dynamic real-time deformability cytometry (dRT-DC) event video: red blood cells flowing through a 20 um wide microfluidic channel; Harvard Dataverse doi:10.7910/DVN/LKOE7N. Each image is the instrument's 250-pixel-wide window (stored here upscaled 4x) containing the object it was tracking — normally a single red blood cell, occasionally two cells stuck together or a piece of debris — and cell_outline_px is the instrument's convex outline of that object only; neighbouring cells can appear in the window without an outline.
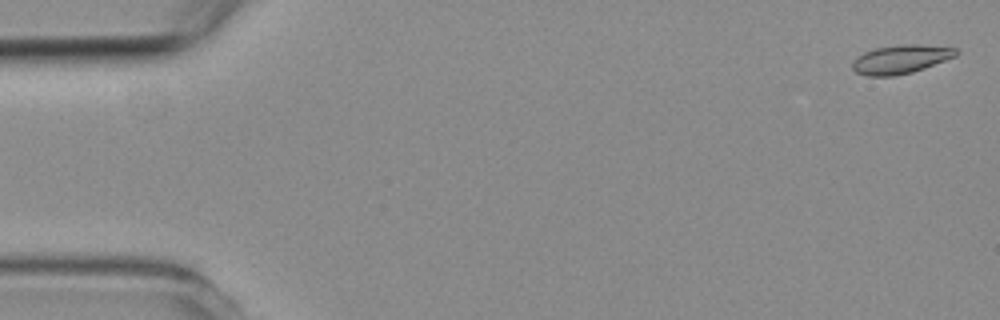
{"species": "common noctule bat (a hibernating species)", "species_latin": "Nyctalus noctula", "temperature_condition": "room temperature", "stored_images_in_passage": 5, "camera_frame_rate_fps": 3000, "um_per_image_px": 0.085, "animal": {"sex": "female", "body_mass_g": 19.3, "forearm_length_mm": 54.1}, "frame": {"image": 1, "passage_image": 1, "time_ms": 0.0, "image_size_px": [1000, 320], "cell_outline_px": [[960, 52], [956, 56], [924, 68], [912, 72], [896, 76], [868, 76], [856, 72], [852, 68], [852, 64], [864, 52], [876, 48], [904, 44], [916, 44], [956, 48]], "centroid_in_image_um": [76.59, 5.04], "position_along_channel_um": 8.4, "area_um2": 17.11}}
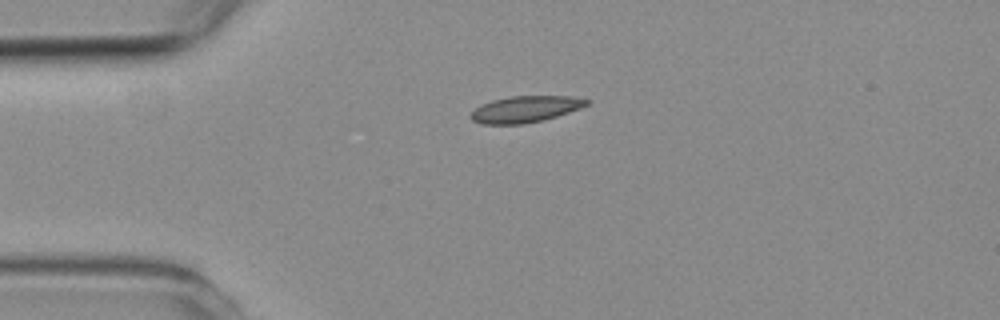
{"frame": {"image": 2, "passage_image": 4, "time_ms": 3.667, "image_size_px": [1000, 320], "cell_outline_px": [[592, 100], [588, 104], [580, 108], [544, 120], [524, 124], [480, 124], [472, 120], [468, 116], [476, 108], [492, 100], [512, 96], [572, 96]], "centroid_in_image_um": [44.66, 9.28], "position_along_channel_um": 40.3, "area_um2": 17.8}}